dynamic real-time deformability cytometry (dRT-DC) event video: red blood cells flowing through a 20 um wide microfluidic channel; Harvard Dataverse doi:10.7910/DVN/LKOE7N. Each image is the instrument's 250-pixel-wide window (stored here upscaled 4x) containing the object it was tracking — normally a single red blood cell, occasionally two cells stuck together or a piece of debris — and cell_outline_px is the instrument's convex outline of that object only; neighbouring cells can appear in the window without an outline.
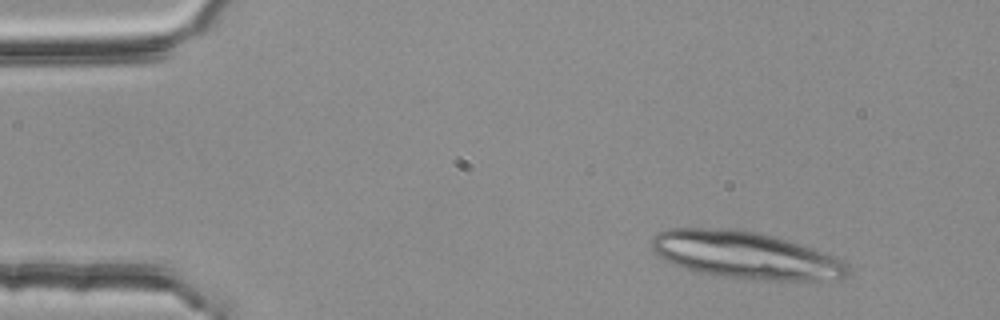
{"species": "common noctule bat (a hibernating species)", "species_latin": "Nyctalus noctula", "temperature_condition": "room temperature", "stored_images_in_passage": 3, "camera_frame_rate_fps": 3000, "um_per_image_px": 0.085, "animal": {"sex": "female", "body_mass_g": 25.1}, "frame": {"image": 1, "passage_image": 1, "time_ms": 0.0, "image_size_px": [1000, 320], "cell_outline_px": [[848, 276], [840, 280], [748, 280], [716, 276], [692, 272], [672, 264], [664, 260], [652, 248], [652, 240], [660, 232], [668, 228], [740, 228], [760, 232], [836, 256], [848, 264]], "centroid_in_image_um": [63.37, 21.7], "position_along_channel_um": 21.6, "area_um2": 54.56}}